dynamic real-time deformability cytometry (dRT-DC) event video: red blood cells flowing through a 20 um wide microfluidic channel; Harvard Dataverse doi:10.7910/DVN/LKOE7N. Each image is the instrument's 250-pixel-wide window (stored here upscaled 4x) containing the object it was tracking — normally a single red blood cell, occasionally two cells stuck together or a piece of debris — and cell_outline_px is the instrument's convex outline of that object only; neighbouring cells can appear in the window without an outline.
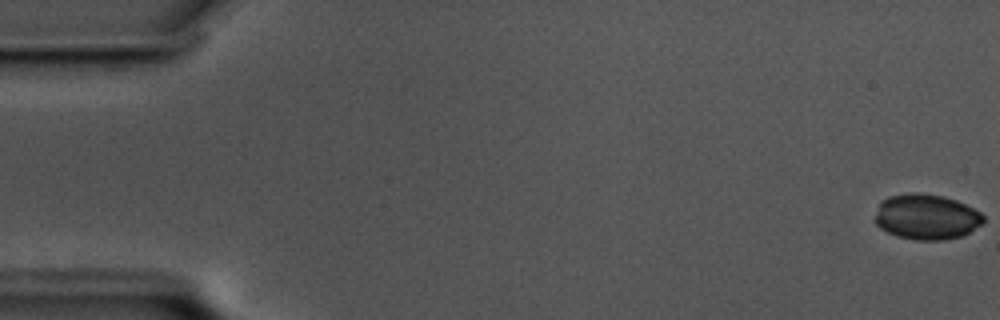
{"species": "common noctule bat (a hibernating species)", "species_latin": "Nyctalus noctula", "temperature_condition": "cold", "stored_images_in_passage": 59, "camera_frame_rate_fps": 3000, "um_per_image_px": 0.085, "animal": {"sex": "male", "body_mass_g": 17.5, "forearm_length_mm": 52.3}, "frame": {"image": 1, "passage_image": 1, "time_ms": 0.0, "image_size_px": [1000, 320], "cell_outline_px": [[984, 224], [960, 236], [944, 240], [916, 240], [896, 236], [880, 228], [876, 224], [876, 216], [880, 200], [888, 196], [912, 192], [920, 192], [944, 196], [956, 200], [980, 212], [984, 216]], "centroid_in_image_um": [78.74, 18.42], "position_along_channel_um": 6.3, "area_um2": 28.78}}
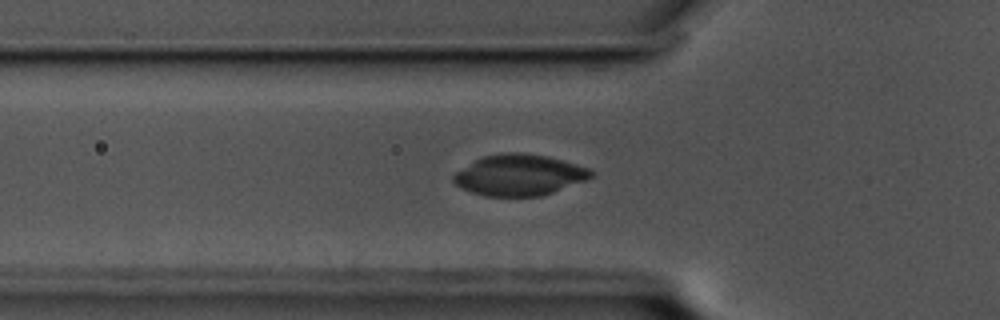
{"frame": {"image": 2, "passage_image": 20, "time_ms": 6.333, "image_size_px": [1000, 320], "cell_outline_px": [[596, 176], [552, 192], [540, 196], [484, 196], [460, 188], [452, 180], [452, 176], [456, 172], [476, 160], [484, 156], [504, 152], [524, 152], [548, 156], [576, 164], [588, 168], [596, 172]], "centroid_in_image_um": [44.15, 14.87], "position_along_channel_um": 81.6, "area_um2": 32.89}}
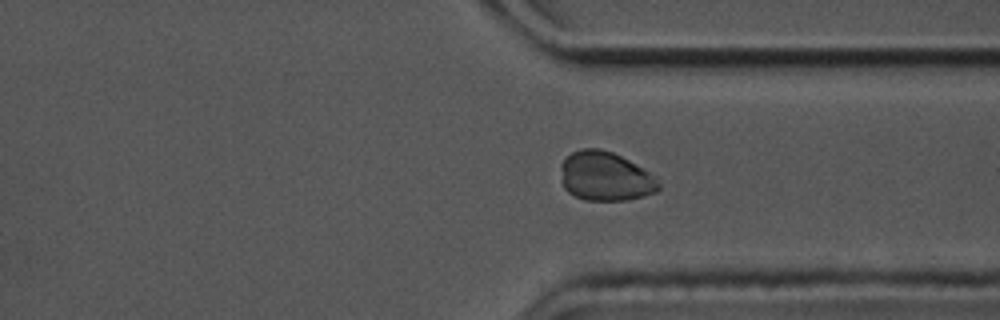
{"frame": {"image": 3, "passage_image": 44, "time_ms": 14.333, "image_size_px": [1000, 320], "cell_outline_px": [[660, 188], [656, 192], [644, 196], [624, 200], [584, 200], [568, 192], [564, 188], [560, 168], [560, 164], [572, 152], [580, 148], [600, 148], [612, 152], [628, 160], [648, 172], [660, 184]], "centroid_in_image_um": [51.42, 14.99], "position_along_channel_um": 360.0, "area_um2": 27.8}}